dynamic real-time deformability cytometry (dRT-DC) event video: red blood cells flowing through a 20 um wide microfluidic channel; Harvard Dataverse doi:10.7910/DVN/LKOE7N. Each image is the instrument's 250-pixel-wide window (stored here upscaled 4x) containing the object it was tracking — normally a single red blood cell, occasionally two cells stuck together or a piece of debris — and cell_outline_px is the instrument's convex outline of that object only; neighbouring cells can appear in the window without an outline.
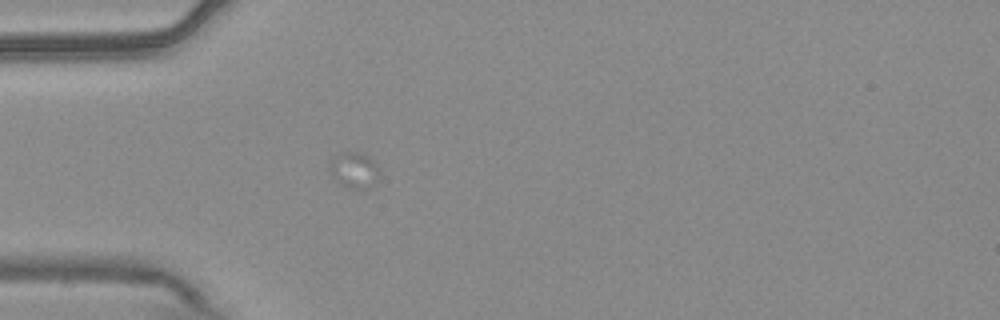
{"species": "common noctule bat (a hibernating species)", "species_latin": "Nyctalus noctula", "temperature_condition": "warm", "stored_images_in_passage": 2, "camera_frame_rate_fps": 3000, "um_per_image_px": 0.085, "animal": {"sex": "male", "body_mass_g": 20.4}, "frame": {"image": 1, "passage_image": 2, "time_ms": 0.333, "image_size_px": [1000, 320], "cell_outline_px": [[380, 172], [364, 192], [348, 188], [340, 184], [332, 172], [328, 164], [332, 156], [340, 152], [360, 152], [368, 156], [376, 164]], "centroid_in_image_um": [30.08, 14.45], "position_along_channel_um": 54.9, "area_um2": 10.4}}